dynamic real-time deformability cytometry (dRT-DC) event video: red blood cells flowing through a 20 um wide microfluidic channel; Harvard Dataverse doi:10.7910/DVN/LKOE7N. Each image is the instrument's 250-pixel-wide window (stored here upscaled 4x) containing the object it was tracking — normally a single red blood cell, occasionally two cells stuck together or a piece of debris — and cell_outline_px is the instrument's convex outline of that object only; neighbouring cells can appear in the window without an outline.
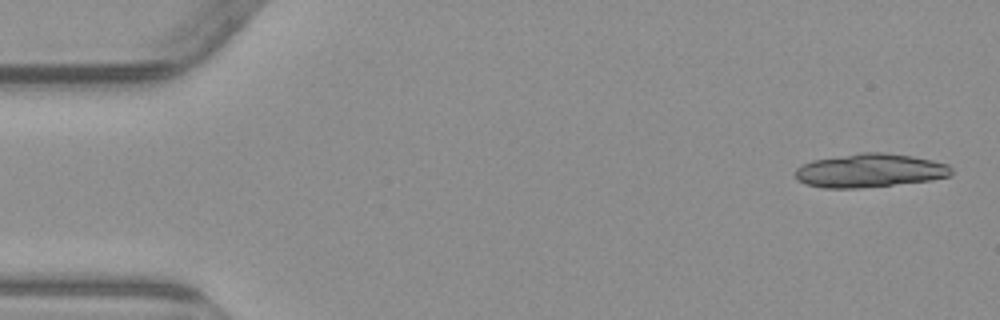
{"species": "common noctule bat (a hibernating species)", "species_latin": "Nyctalus noctula", "temperature_condition": "warm", "stored_images_in_passage": 7, "camera_frame_rate_fps": 3000, "um_per_image_px": 0.085, "animal": {"sex": "male", "body_mass_g": 23.1, "forearm_length_mm": 52.7}, "frame": {"image": 1, "passage_image": 1, "time_ms": 0.0, "image_size_px": [1000, 320], "cell_outline_px": [[952, 176], [932, 180], [860, 188], [824, 188], [804, 184], [796, 180], [796, 168], [812, 160], [860, 152], [884, 152], [912, 156], [932, 160], [948, 164], [952, 168]], "centroid_in_image_um": [73.94, 14.49], "position_along_channel_um": 11.1, "area_um2": 30.81}}
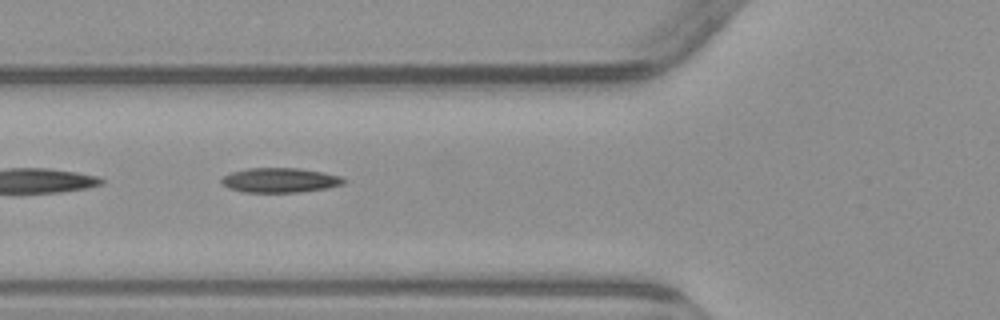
{"frame": {"image": 2, "passage_image": 6, "time_ms": 6.0, "image_size_px": [1000, 320], "cell_outline_px": [[348, 180], [344, 184], [328, 188], [300, 192], [244, 192], [228, 188], [220, 180], [224, 176], [232, 172], [248, 168], [300, 168], [324, 172], [340, 176]], "centroid_in_image_um": [23.85, 15.31], "position_along_channel_um": 102.0, "area_um2": 17.63}}